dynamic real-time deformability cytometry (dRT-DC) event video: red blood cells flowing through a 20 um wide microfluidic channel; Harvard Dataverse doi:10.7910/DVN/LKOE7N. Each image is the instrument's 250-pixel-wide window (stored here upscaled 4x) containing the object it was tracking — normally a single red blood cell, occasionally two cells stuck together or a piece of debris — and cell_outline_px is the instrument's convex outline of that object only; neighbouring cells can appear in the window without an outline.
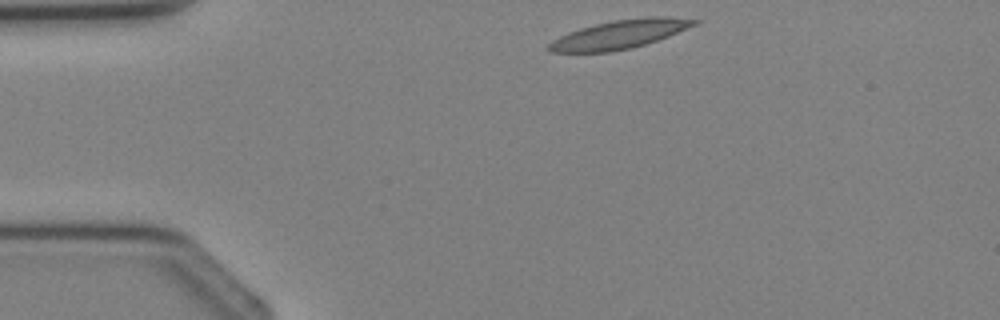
{"species": "Egyptian fruit bat (a non-hibernating species)", "species_latin": "Rousettus aegyptiacus", "temperature_condition": "cold", "stored_images_in_passage": 3, "camera_frame_rate_fps": 3000, "um_per_image_px": 0.085, "animal": {"sex": "female"}, "frame": {"image": 1, "passage_image": 1, "time_ms": 0.0, "image_size_px": [1000, 320], "cell_outline_px": [[700, 24], [668, 36], [632, 48], [608, 52], [548, 52], [544, 48], [552, 40], [568, 32], [580, 28], [612, 20], [644, 16], [668, 16], [700, 20]], "centroid_in_image_um": [52.67, 2.91], "position_along_channel_um": 32.3, "area_um2": 24.57}}
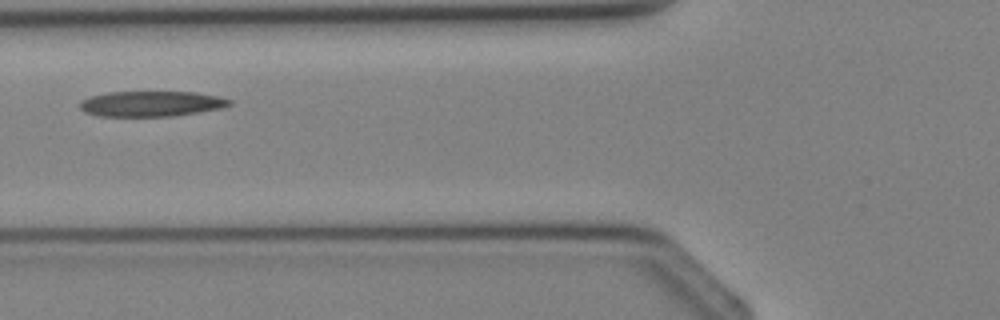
{"frame": {"image": 2, "passage_image": 3, "time_ms": 2.333, "image_size_px": [1000, 320], "cell_outline_px": [[232, 104], [224, 108], [172, 116], [100, 116], [84, 112], [80, 108], [80, 100], [104, 92], [196, 92], [220, 96], [232, 100]], "centroid_in_image_um": [12.88, 8.81], "position_along_channel_um": 112.9, "area_um2": 22.31}}